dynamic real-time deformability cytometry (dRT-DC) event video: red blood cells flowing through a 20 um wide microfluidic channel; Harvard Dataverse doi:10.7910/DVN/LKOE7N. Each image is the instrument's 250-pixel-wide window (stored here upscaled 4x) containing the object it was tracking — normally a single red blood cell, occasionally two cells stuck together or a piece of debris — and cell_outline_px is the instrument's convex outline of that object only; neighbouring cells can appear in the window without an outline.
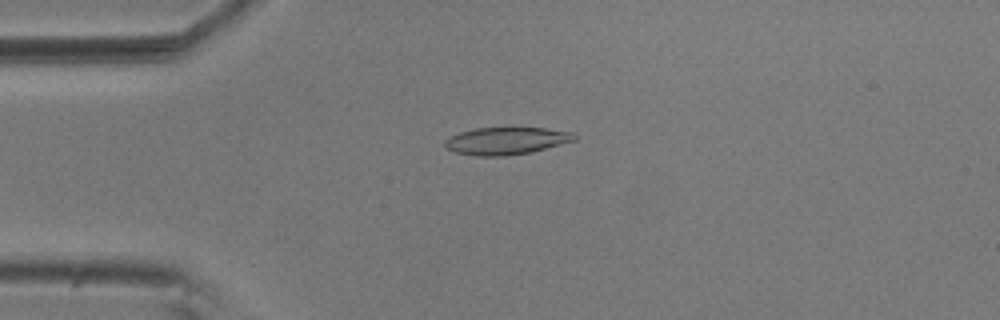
{"species": "common noctule bat (a hibernating species)", "species_latin": "Nyctalus noctula", "temperature_condition": "room temperature", "stored_images_in_passage": 54, "camera_frame_rate_fps": 3000, "um_per_image_px": 0.085, "animal": {"sex": "male", "body_mass_g": 20.5, "forearm_length_mm": 52.5}, "frame": {"image": 1, "passage_image": 13, "time_ms": 4.0, "image_size_px": [1000, 320], "cell_outline_px": [[576, 140], [532, 152], [504, 156], [476, 156], [456, 152], [448, 148], [444, 144], [444, 140], [448, 136], [460, 132], [476, 128], [512, 124], [544, 128], [572, 132], [576, 136]], "centroid_in_image_um": [43.03, 11.92], "position_along_channel_um": 42.0, "area_um2": 21.56}}
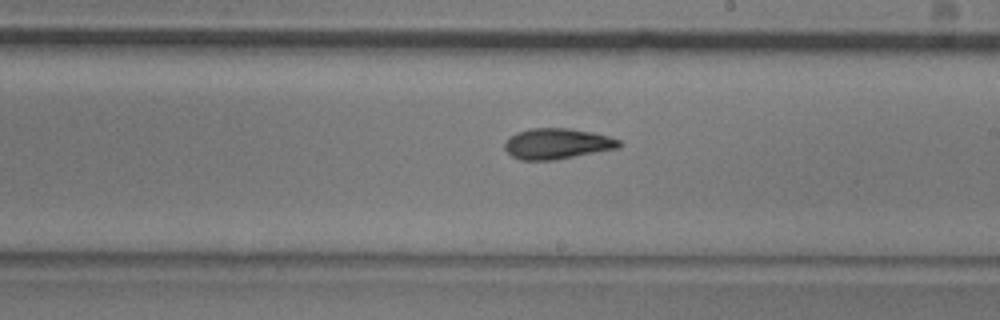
{"frame": {"image": 2, "passage_image": 31, "time_ms": 10.0, "image_size_px": [1000, 320], "cell_outline_px": [[624, 144], [620, 148], [556, 160], [520, 160], [512, 156], [504, 148], [504, 144], [508, 136], [516, 132], [532, 128], [568, 128], [592, 132], [608, 136], [620, 140]], "centroid_in_image_um": [47.37, 12.22], "position_along_channel_um": 241.6, "area_um2": 20.75}}
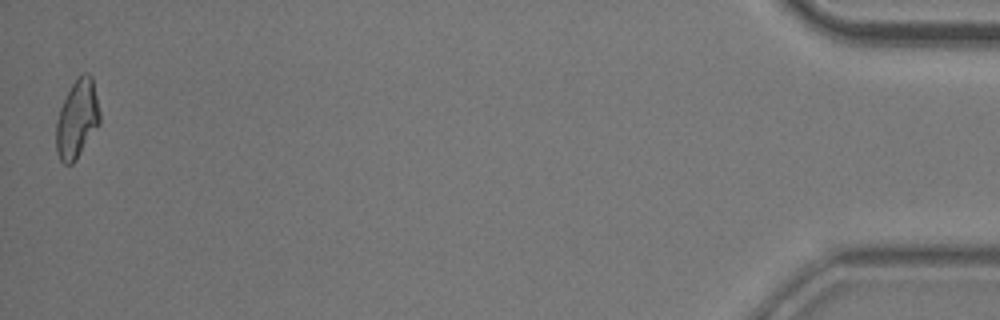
{"frame": {"image": 3, "passage_image": 54, "time_ms": 17.667, "image_size_px": [1000, 320], "cell_outline_px": [[100, 124], [76, 160], [72, 164], [64, 164], [60, 160], [56, 152], [56, 120], [60, 108], [72, 84], [84, 72], [88, 72], [92, 76], [100, 112]], "centroid_in_image_um": [6.56, 10.14], "position_along_channel_um": 428.6, "area_um2": 19.94}, "authors_computed_cell_mechanics": {"area_um2": 20.23, "velocity_mm_per_s": 3.6712, "shape_relaxation_time_tau1_ms": 6.546, "shape_relaxation_time_tau2_ms": 3.2605, "deformation_change_tau1": 0.1842, "deformation_change_tau2": 0.1041}}